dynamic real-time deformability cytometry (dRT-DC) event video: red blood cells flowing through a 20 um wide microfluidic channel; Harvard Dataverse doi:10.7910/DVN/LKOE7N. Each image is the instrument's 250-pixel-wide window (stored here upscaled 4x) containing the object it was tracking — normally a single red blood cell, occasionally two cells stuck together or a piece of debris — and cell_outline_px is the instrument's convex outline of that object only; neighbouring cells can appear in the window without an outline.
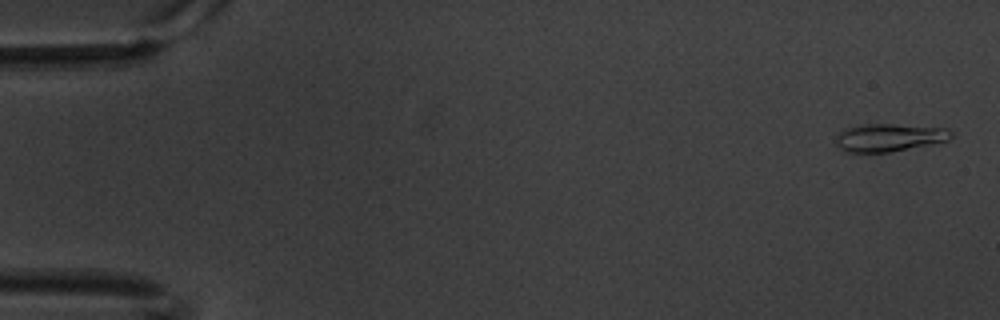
{"species": "common noctule bat (a hibernating species)", "species_latin": "Nyctalus noctula", "temperature_condition": "warm", "stored_images_in_passage": 8, "camera_frame_rate_fps": 3000, "um_per_image_px": 0.085, "animal": {"sex": "male", "body_mass_g": 20.1, "forearm_length_mm": 53.5}, "frame": {"image": 1, "passage_image": 1, "time_ms": 0.0, "image_size_px": [1000, 320], "cell_outline_px": [[952, 136], [948, 140], [888, 152], [844, 152], [836, 144], [836, 136], [840, 132], [848, 128], [864, 124], [892, 124], [948, 128], [952, 132]], "centroid_in_image_um": [75.56, 11.68], "position_along_channel_um": 9.4, "area_um2": 18.38}}
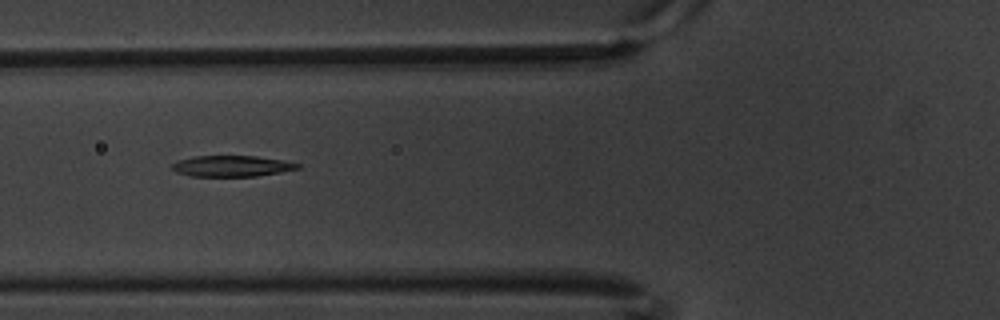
{"frame": {"image": 2, "passage_image": 7, "time_ms": 2.0, "image_size_px": [1000, 320], "cell_outline_px": [[300, 168], [280, 172], [256, 176], [188, 176], [176, 172], [172, 168], [172, 164], [180, 160], [192, 156], [256, 156], [284, 160], [300, 164]], "centroid_in_image_um": [19.7, 14.11], "position_along_channel_um": 106.1, "area_um2": 15.32}}
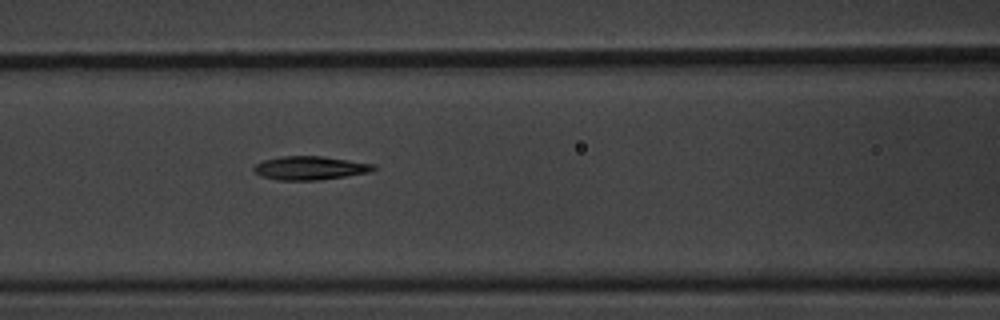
{"frame": {"image": 3, "passage_image": 8, "time_ms": 2.333, "image_size_px": [1000, 320], "cell_outline_px": [[376, 168], [372, 172], [316, 180], [276, 180], [260, 176], [252, 168], [256, 164], [264, 160], [284, 156], [324, 156], [376, 164]], "centroid_in_image_um": [26.38, 14.28], "position_along_channel_um": 140.2, "area_um2": 16.47}}